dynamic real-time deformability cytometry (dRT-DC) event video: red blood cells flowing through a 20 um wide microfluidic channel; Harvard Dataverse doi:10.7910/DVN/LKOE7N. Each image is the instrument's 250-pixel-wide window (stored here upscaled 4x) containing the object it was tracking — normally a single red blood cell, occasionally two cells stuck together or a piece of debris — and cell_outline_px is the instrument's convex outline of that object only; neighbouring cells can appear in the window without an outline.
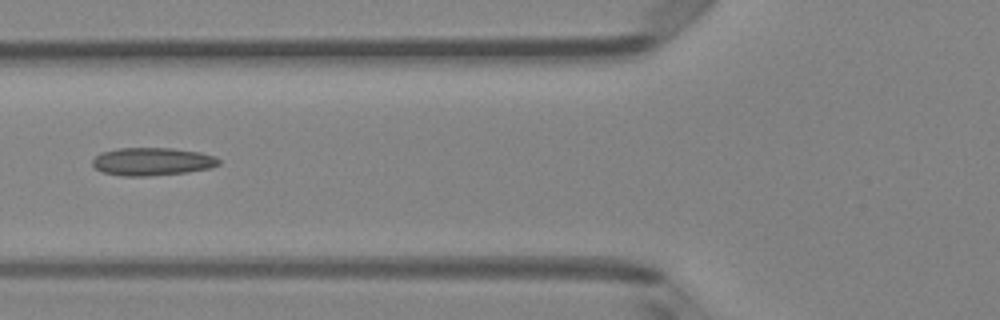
{"species": "Egyptian fruit bat (a non-hibernating species)", "species_latin": "Rousettus aegyptiacus", "temperature_condition": "room temperature", "stored_images_in_passage": 6, "camera_frame_rate_fps": 3000, "um_per_image_px": 0.085, "animal": {"sex": "female"}, "frame": {"image": 1, "passage_image": 5, "time_ms": 4.667, "image_size_px": [1000, 320], "cell_outline_px": [[220, 164], [212, 168], [188, 172], [148, 176], [120, 176], [100, 172], [92, 164], [92, 160], [100, 152], [120, 148], [172, 148], [200, 152], [216, 156], [220, 160]], "centroid_in_image_um": [12.95, 13.74], "position_along_channel_um": 112.9, "area_um2": 20.81}}
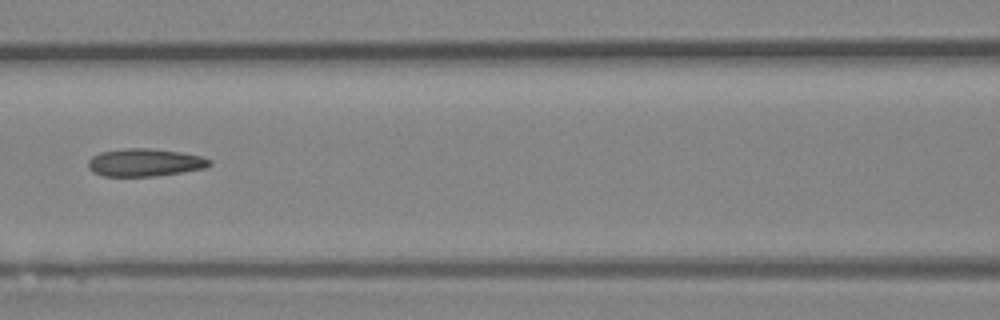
{"frame": {"image": 2, "passage_image": 6, "time_ms": 5.667, "image_size_px": [1000, 320], "cell_outline_px": [[212, 164], [204, 168], [180, 172], [152, 176], [104, 176], [92, 172], [88, 168], [88, 160], [92, 156], [100, 152], [124, 148], [148, 148], [180, 152], [200, 156], [212, 160]], "centroid_in_image_um": [12.27, 13.81], "position_along_channel_um": 154.3, "area_um2": 19.54}}